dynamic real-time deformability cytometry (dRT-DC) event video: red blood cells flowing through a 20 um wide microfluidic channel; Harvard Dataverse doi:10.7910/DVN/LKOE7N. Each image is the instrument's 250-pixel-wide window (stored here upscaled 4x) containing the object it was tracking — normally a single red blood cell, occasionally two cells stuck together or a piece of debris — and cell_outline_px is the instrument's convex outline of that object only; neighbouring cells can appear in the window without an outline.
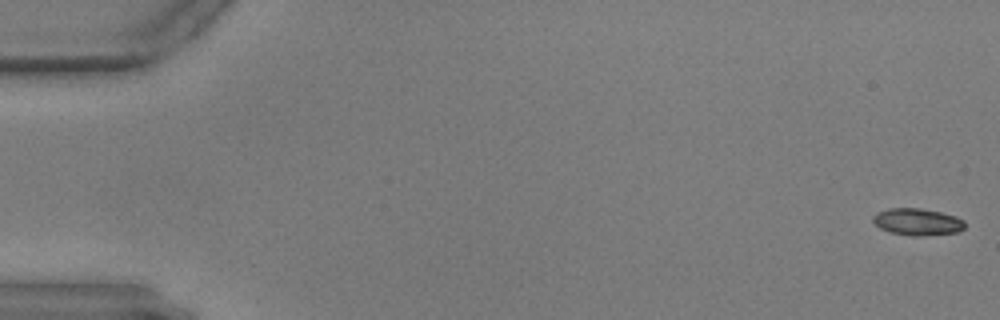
{"species": "common noctule bat (a hibernating species)", "species_latin": "Nyctalus noctula", "temperature_condition": "warm", "stored_images_in_passage": 22, "camera_frame_rate_fps": 3000, "um_per_image_px": 0.085, "animal": {"sex": "male", "body_mass_g": 17.9, "forearm_length_mm": 54.2}, "frame": {"image": 1, "passage_image": 1, "time_ms": 0.0, "image_size_px": [1000, 320], "cell_outline_px": [[964, 228], [956, 232], [920, 236], [912, 236], [892, 232], [880, 228], [872, 220], [872, 216], [876, 212], [888, 208], [920, 208], [940, 212], [956, 216], [964, 220]], "centroid_in_image_um": [77.96, 18.84], "position_along_channel_um": 7.0, "area_um2": 14.33}}
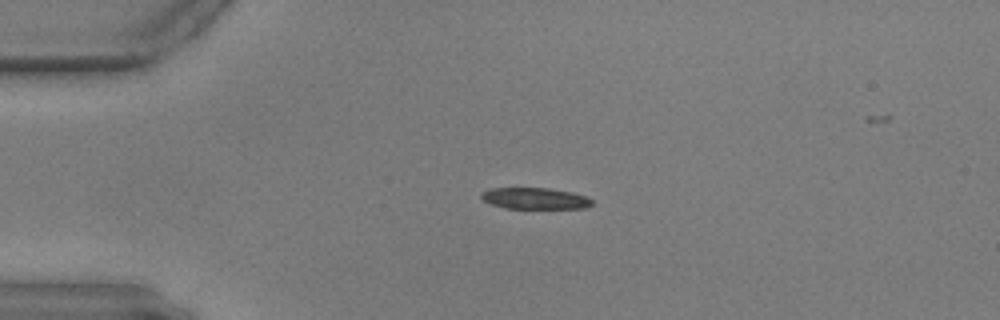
{"frame": {"image": 2, "passage_image": 14, "time_ms": 4.333, "image_size_px": [1000, 320], "cell_outline_px": [[592, 204], [588, 208], [504, 208], [492, 204], [484, 200], [480, 196], [480, 192], [488, 188], [548, 188], [572, 192], [588, 196], [592, 200]], "centroid_in_image_um": [45.47, 16.86], "position_along_channel_um": 39.5, "area_um2": 13.87}}